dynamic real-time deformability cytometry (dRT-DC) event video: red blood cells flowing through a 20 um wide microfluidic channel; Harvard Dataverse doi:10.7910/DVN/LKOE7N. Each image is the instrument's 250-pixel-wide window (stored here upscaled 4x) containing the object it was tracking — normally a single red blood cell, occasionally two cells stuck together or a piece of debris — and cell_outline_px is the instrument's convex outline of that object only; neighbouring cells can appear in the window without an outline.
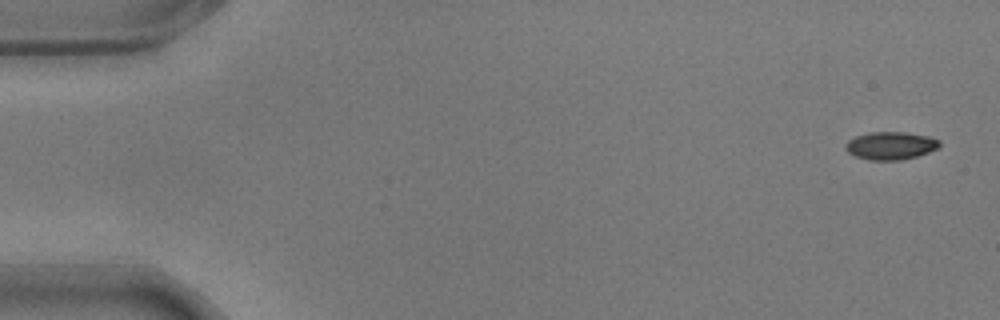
{"species": "common noctule bat (a hibernating species)", "species_latin": "Nyctalus noctula", "temperature_condition": "warm", "stored_images_in_passage": 9, "camera_frame_rate_fps": 3000, "um_per_image_px": 0.085, "animal": {"sex": "male", "body_mass_g": 17.9}, "frame": {"image": 1, "passage_image": 1, "time_ms": 0.0, "image_size_px": [1000, 320], "cell_outline_px": [[940, 148], [916, 156], [900, 160], [868, 160], [856, 156], [848, 152], [844, 148], [844, 144], [848, 140], [856, 136], [868, 132], [904, 132], [928, 136], [940, 140]], "centroid_in_image_um": [75.69, 12.38], "position_along_channel_um": 9.3, "area_um2": 15.32}}